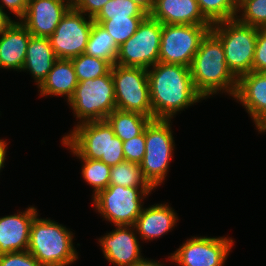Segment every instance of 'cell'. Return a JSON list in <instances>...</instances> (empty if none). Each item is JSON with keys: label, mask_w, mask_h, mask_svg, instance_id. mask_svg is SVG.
I'll use <instances>...</instances> for the list:
<instances>
[{"label": "cell", "mask_w": 266, "mask_h": 266, "mask_svg": "<svg viewBox=\"0 0 266 266\" xmlns=\"http://www.w3.org/2000/svg\"><path fill=\"white\" fill-rule=\"evenodd\" d=\"M145 17L111 18L110 20H93L104 27L120 47L137 31L139 24Z\"/></svg>", "instance_id": "f1b7e54d"}, {"label": "cell", "mask_w": 266, "mask_h": 266, "mask_svg": "<svg viewBox=\"0 0 266 266\" xmlns=\"http://www.w3.org/2000/svg\"><path fill=\"white\" fill-rule=\"evenodd\" d=\"M57 57L48 37L31 36L27 45L22 71H29L36 85L46 78Z\"/></svg>", "instance_id": "44dd1931"}, {"label": "cell", "mask_w": 266, "mask_h": 266, "mask_svg": "<svg viewBox=\"0 0 266 266\" xmlns=\"http://www.w3.org/2000/svg\"><path fill=\"white\" fill-rule=\"evenodd\" d=\"M136 235L134 226L122 225L99 238L105 259L116 266H134L143 257Z\"/></svg>", "instance_id": "9a60e30c"}, {"label": "cell", "mask_w": 266, "mask_h": 266, "mask_svg": "<svg viewBox=\"0 0 266 266\" xmlns=\"http://www.w3.org/2000/svg\"><path fill=\"white\" fill-rule=\"evenodd\" d=\"M123 152L126 161L140 164L145 154V129L127 141H123Z\"/></svg>", "instance_id": "1f68e13d"}, {"label": "cell", "mask_w": 266, "mask_h": 266, "mask_svg": "<svg viewBox=\"0 0 266 266\" xmlns=\"http://www.w3.org/2000/svg\"><path fill=\"white\" fill-rule=\"evenodd\" d=\"M134 266H164V264H161L158 261L147 260L146 258L142 257Z\"/></svg>", "instance_id": "ab89813d"}, {"label": "cell", "mask_w": 266, "mask_h": 266, "mask_svg": "<svg viewBox=\"0 0 266 266\" xmlns=\"http://www.w3.org/2000/svg\"><path fill=\"white\" fill-rule=\"evenodd\" d=\"M71 7L70 0H28L20 22L32 36L49 38Z\"/></svg>", "instance_id": "5bb4252c"}, {"label": "cell", "mask_w": 266, "mask_h": 266, "mask_svg": "<svg viewBox=\"0 0 266 266\" xmlns=\"http://www.w3.org/2000/svg\"><path fill=\"white\" fill-rule=\"evenodd\" d=\"M234 99L244 106L258 132H266V77L260 72L242 75Z\"/></svg>", "instance_id": "2e32d148"}, {"label": "cell", "mask_w": 266, "mask_h": 266, "mask_svg": "<svg viewBox=\"0 0 266 266\" xmlns=\"http://www.w3.org/2000/svg\"><path fill=\"white\" fill-rule=\"evenodd\" d=\"M112 127L114 134L122 141L140 135L151 120L150 117L136 113L113 110L105 119Z\"/></svg>", "instance_id": "603a6c76"}, {"label": "cell", "mask_w": 266, "mask_h": 266, "mask_svg": "<svg viewBox=\"0 0 266 266\" xmlns=\"http://www.w3.org/2000/svg\"><path fill=\"white\" fill-rule=\"evenodd\" d=\"M203 16L211 23L235 19L238 0H197Z\"/></svg>", "instance_id": "83f0119b"}, {"label": "cell", "mask_w": 266, "mask_h": 266, "mask_svg": "<svg viewBox=\"0 0 266 266\" xmlns=\"http://www.w3.org/2000/svg\"><path fill=\"white\" fill-rule=\"evenodd\" d=\"M234 241L227 237H192L168 258L179 266H224Z\"/></svg>", "instance_id": "4fadbf2b"}, {"label": "cell", "mask_w": 266, "mask_h": 266, "mask_svg": "<svg viewBox=\"0 0 266 266\" xmlns=\"http://www.w3.org/2000/svg\"><path fill=\"white\" fill-rule=\"evenodd\" d=\"M190 72L196 91L204 99L218 94L219 91L234 98L238 79L226 64L220 39L211 30L202 38L193 57Z\"/></svg>", "instance_id": "7a4b0ae2"}, {"label": "cell", "mask_w": 266, "mask_h": 266, "mask_svg": "<svg viewBox=\"0 0 266 266\" xmlns=\"http://www.w3.org/2000/svg\"><path fill=\"white\" fill-rule=\"evenodd\" d=\"M63 139L82 157L114 166L125 161L123 141L106 120L77 123Z\"/></svg>", "instance_id": "277c9868"}, {"label": "cell", "mask_w": 266, "mask_h": 266, "mask_svg": "<svg viewBox=\"0 0 266 266\" xmlns=\"http://www.w3.org/2000/svg\"><path fill=\"white\" fill-rule=\"evenodd\" d=\"M85 16L72 6L49 37L57 59L70 60L85 52L94 22Z\"/></svg>", "instance_id": "7c38bea8"}, {"label": "cell", "mask_w": 266, "mask_h": 266, "mask_svg": "<svg viewBox=\"0 0 266 266\" xmlns=\"http://www.w3.org/2000/svg\"><path fill=\"white\" fill-rule=\"evenodd\" d=\"M78 85L77 76L71 60L57 59L50 72L38 86L41 96H63L67 102Z\"/></svg>", "instance_id": "7402d4cb"}, {"label": "cell", "mask_w": 266, "mask_h": 266, "mask_svg": "<svg viewBox=\"0 0 266 266\" xmlns=\"http://www.w3.org/2000/svg\"><path fill=\"white\" fill-rule=\"evenodd\" d=\"M68 104L78 123L105 120L116 109L111 70L101 77L78 82Z\"/></svg>", "instance_id": "52a82bcc"}, {"label": "cell", "mask_w": 266, "mask_h": 266, "mask_svg": "<svg viewBox=\"0 0 266 266\" xmlns=\"http://www.w3.org/2000/svg\"><path fill=\"white\" fill-rule=\"evenodd\" d=\"M210 30L220 39L232 74L239 79L252 72L258 28L235 18L212 24Z\"/></svg>", "instance_id": "5b68a950"}, {"label": "cell", "mask_w": 266, "mask_h": 266, "mask_svg": "<svg viewBox=\"0 0 266 266\" xmlns=\"http://www.w3.org/2000/svg\"><path fill=\"white\" fill-rule=\"evenodd\" d=\"M5 10L0 8V34L3 33L12 23L14 20H11L10 16Z\"/></svg>", "instance_id": "74e56055"}, {"label": "cell", "mask_w": 266, "mask_h": 266, "mask_svg": "<svg viewBox=\"0 0 266 266\" xmlns=\"http://www.w3.org/2000/svg\"><path fill=\"white\" fill-rule=\"evenodd\" d=\"M137 4L147 15H150L155 4V0H131Z\"/></svg>", "instance_id": "8d00e7d4"}, {"label": "cell", "mask_w": 266, "mask_h": 266, "mask_svg": "<svg viewBox=\"0 0 266 266\" xmlns=\"http://www.w3.org/2000/svg\"><path fill=\"white\" fill-rule=\"evenodd\" d=\"M7 142L4 139H0V171L4 167L6 160Z\"/></svg>", "instance_id": "f35d334b"}, {"label": "cell", "mask_w": 266, "mask_h": 266, "mask_svg": "<svg viewBox=\"0 0 266 266\" xmlns=\"http://www.w3.org/2000/svg\"><path fill=\"white\" fill-rule=\"evenodd\" d=\"M212 25L162 24L159 62L190 67Z\"/></svg>", "instance_id": "8fae6325"}, {"label": "cell", "mask_w": 266, "mask_h": 266, "mask_svg": "<svg viewBox=\"0 0 266 266\" xmlns=\"http://www.w3.org/2000/svg\"><path fill=\"white\" fill-rule=\"evenodd\" d=\"M111 74L116 109L136 112L153 119L147 69L114 64Z\"/></svg>", "instance_id": "9c48e42d"}, {"label": "cell", "mask_w": 266, "mask_h": 266, "mask_svg": "<svg viewBox=\"0 0 266 266\" xmlns=\"http://www.w3.org/2000/svg\"><path fill=\"white\" fill-rule=\"evenodd\" d=\"M0 266H41L31 253L26 251L0 255Z\"/></svg>", "instance_id": "d6a6232c"}, {"label": "cell", "mask_w": 266, "mask_h": 266, "mask_svg": "<svg viewBox=\"0 0 266 266\" xmlns=\"http://www.w3.org/2000/svg\"><path fill=\"white\" fill-rule=\"evenodd\" d=\"M162 23L147 15L118 49L115 64L149 69L159 62Z\"/></svg>", "instance_id": "30bf717a"}, {"label": "cell", "mask_w": 266, "mask_h": 266, "mask_svg": "<svg viewBox=\"0 0 266 266\" xmlns=\"http://www.w3.org/2000/svg\"><path fill=\"white\" fill-rule=\"evenodd\" d=\"M152 187H123L108 185L93 197L96 211L114 226H134L144 207L142 202Z\"/></svg>", "instance_id": "ba28073f"}, {"label": "cell", "mask_w": 266, "mask_h": 266, "mask_svg": "<svg viewBox=\"0 0 266 266\" xmlns=\"http://www.w3.org/2000/svg\"><path fill=\"white\" fill-rule=\"evenodd\" d=\"M153 119H171L205 100L195 89L190 67L158 62L147 69Z\"/></svg>", "instance_id": "6da1fadb"}, {"label": "cell", "mask_w": 266, "mask_h": 266, "mask_svg": "<svg viewBox=\"0 0 266 266\" xmlns=\"http://www.w3.org/2000/svg\"><path fill=\"white\" fill-rule=\"evenodd\" d=\"M73 233L55 220L33 219L27 251L41 266H69L78 259Z\"/></svg>", "instance_id": "3957f363"}, {"label": "cell", "mask_w": 266, "mask_h": 266, "mask_svg": "<svg viewBox=\"0 0 266 266\" xmlns=\"http://www.w3.org/2000/svg\"><path fill=\"white\" fill-rule=\"evenodd\" d=\"M146 16L147 14L131 0H109L93 20Z\"/></svg>", "instance_id": "4dcf8cb0"}, {"label": "cell", "mask_w": 266, "mask_h": 266, "mask_svg": "<svg viewBox=\"0 0 266 266\" xmlns=\"http://www.w3.org/2000/svg\"><path fill=\"white\" fill-rule=\"evenodd\" d=\"M31 36L26 27L15 20L0 34V68L22 71Z\"/></svg>", "instance_id": "d6986e66"}, {"label": "cell", "mask_w": 266, "mask_h": 266, "mask_svg": "<svg viewBox=\"0 0 266 266\" xmlns=\"http://www.w3.org/2000/svg\"><path fill=\"white\" fill-rule=\"evenodd\" d=\"M171 119H151L145 127V154L140 168L155 189L166 179L175 148Z\"/></svg>", "instance_id": "8992f818"}, {"label": "cell", "mask_w": 266, "mask_h": 266, "mask_svg": "<svg viewBox=\"0 0 266 266\" xmlns=\"http://www.w3.org/2000/svg\"><path fill=\"white\" fill-rule=\"evenodd\" d=\"M2 4H0V8H8L11 13H14L19 21L24 17L27 6L28 0H1ZM6 6V7H5Z\"/></svg>", "instance_id": "d590c367"}, {"label": "cell", "mask_w": 266, "mask_h": 266, "mask_svg": "<svg viewBox=\"0 0 266 266\" xmlns=\"http://www.w3.org/2000/svg\"><path fill=\"white\" fill-rule=\"evenodd\" d=\"M178 220L177 213L169 204H154L148 208H142L134 227L139 239L150 241L171 231Z\"/></svg>", "instance_id": "ffe728a7"}, {"label": "cell", "mask_w": 266, "mask_h": 266, "mask_svg": "<svg viewBox=\"0 0 266 266\" xmlns=\"http://www.w3.org/2000/svg\"><path fill=\"white\" fill-rule=\"evenodd\" d=\"M37 215V208L30 206L23 212L0 217V255L28 249L31 224Z\"/></svg>", "instance_id": "e0dca14e"}, {"label": "cell", "mask_w": 266, "mask_h": 266, "mask_svg": "<svg viewBox=\"0 0 266 266\" xmlns=\"http://www.w3.org/2000/svg\"><path fill=\"white\" fill-rule=\"evenodd\" d=\"M266 69V28H258L252 72Z\"/></svg>", "instance_id": "836d02e7"}, {"label": "cell", "mask_w": 266, "mask_h": 266, "mask_svg": "<svg viewBox=\"0 0 266 266\" xmlns=\"http://www.w3.org/2000/svg\"><path fill=\"white\" fill-rule=\"evenodd\" d=\"M119 47L113 37L100 24L93 22L92 29L86 45L85 54L115 64Z\"/></svg>", "instance_id": "cb8c5ba5"}, {"label": "cell", "mask_w": 266, "mask_h": 266, "mask_svg": "<svg viewBox=\"0 0 266 266\" xmlns=\"http://www.w3.org/2000/svg\"><path fill=\"white\" fill-rule=\"evenodd\" d=\"M62 144L67 146L76 157L82 160V177L93 188L92 198L100 191L105 190L110 182L111 166L98 159L82 158L63 138Z\"/></svg>", "instance_id": "d4e9b609"}, {"label": "cell", "mask_w": 266, "mask_h": 266, "mask_svg": "<svg viewBox=\"0 0 266 266\" xmlns=\"http://www.w3.org/2000/svg\"><path fill=\"white\" fill-rule=\"evenodd\" d=\"M150 16L162 24L212 25L197 0H155Z\"/></svg>", "instance_id": "ac0fdd59"}, {"label": "cell", "mask_w": 266, "mask_h": 266, "mask_svg": "<svg viewBox=\"0 0 266 266\" xmlns=\"http://www.w3.org/2000/svg\"><path fill=\"white\" fill-rule=\"evenodd\" d=\"M109 0H75L72 6L88 17L94 18Z\"/></svg>", "instance_id": "e575fe53"}, {"label": "cell", "mask_w": 266, "mask_h": 266, "mask_svg": "<svg viewBox=\"0 0 266 266\" xmlns=\"http://www.w3.org/2000/svg\"><path fill=\"white\" fill-rule=\"evenodd\" d=\"M263 76H265L266 77V69L265 70H263L262 72H260Z\"/></svg>", "instance_id": "60d3db41"}, {"label": "cell", "mask_w": 266, "mask_h": 266, "mask_svg": "<svg viewBox=\"0 0 266 266\" xmlns=\"http://www.w3.org/2000/svg\"><path fill=\"white\" fill-rule=\"evenodd\" d=\"M237 14L240 23L266 28V0H238Z\"/></svg>", "instance_id": "f546056e"}, {"label": "cell", "mask_w": 266, "mask_h": 266, "mask_svg": "<svg viewBox=\"0 0 266 266\" xmlns=\"http://www.w3.org/2000/svg\"><path fill=\"white\" fill-rule=\"evenodd\" d=\"M109 185H121L123 187H151L143 177L140 164L126 160L117 165L111 166Z\"/></svg>", "instance_id": "484cf974"}, {"label": "cell", "mask_w": 266, "mask_h": 266, "mask_svg": "<svg viewBox=\"0 0 266 266\" xmlns=\"http://www.w3.org/2000/svg\"><path fill=\"white\" fill-rule=\"evenodd\" d=\"M70 60L72 61L78 82L106 75L112 67L108 61L89 56L85 53Z\"/></svg>", "instance_id": "4316f807"}]
</instances>
